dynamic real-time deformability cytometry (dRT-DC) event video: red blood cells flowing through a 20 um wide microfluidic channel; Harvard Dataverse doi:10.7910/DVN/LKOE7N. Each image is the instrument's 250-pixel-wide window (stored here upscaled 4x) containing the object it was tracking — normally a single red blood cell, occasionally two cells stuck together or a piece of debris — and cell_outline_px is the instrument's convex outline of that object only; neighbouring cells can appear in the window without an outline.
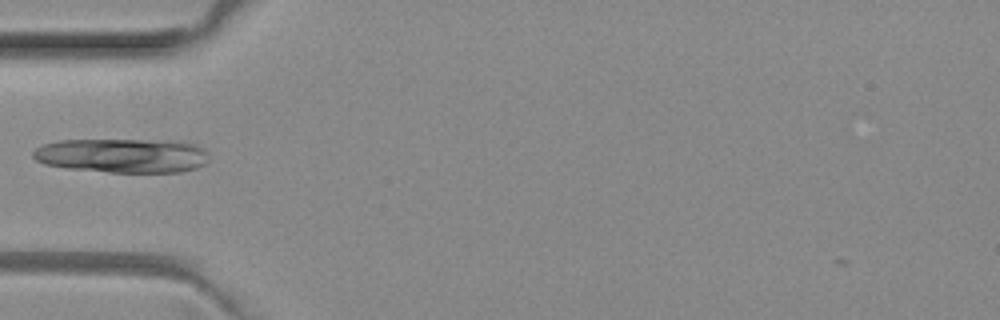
{"species": "common noctule bat (a hibernating species)", "species_latin": "Nyctalus noctula", "temperature_condition": "room temperature", "stored_images_in_passage": 1, "camera_frame_rate_fps": 3000, "um_per_image_px": 0.085, "animal": {"sex": "female", "body_mass_g": 29.2, "forearm_length_mm": 56.3}, "frame": {"image": 1, "passage_image": 1, "time_ms": 0.0, "image_size_px": [1000, 320], "cell_outline_px": [[208, 160], [204, 164], [196, 168], [180, 172], [108, 172], [68, 168], [44, 164], [36, 160], [32, 156], [32, 152], [36, 148], [44, 144], [60, 140], [184, 140], [196, 144], [204, 148], [208, 156]], "centroid_in_image_um": [10.44, 13.21], "position_along_channel_um": 74.6, "area_um2": 35.49}}